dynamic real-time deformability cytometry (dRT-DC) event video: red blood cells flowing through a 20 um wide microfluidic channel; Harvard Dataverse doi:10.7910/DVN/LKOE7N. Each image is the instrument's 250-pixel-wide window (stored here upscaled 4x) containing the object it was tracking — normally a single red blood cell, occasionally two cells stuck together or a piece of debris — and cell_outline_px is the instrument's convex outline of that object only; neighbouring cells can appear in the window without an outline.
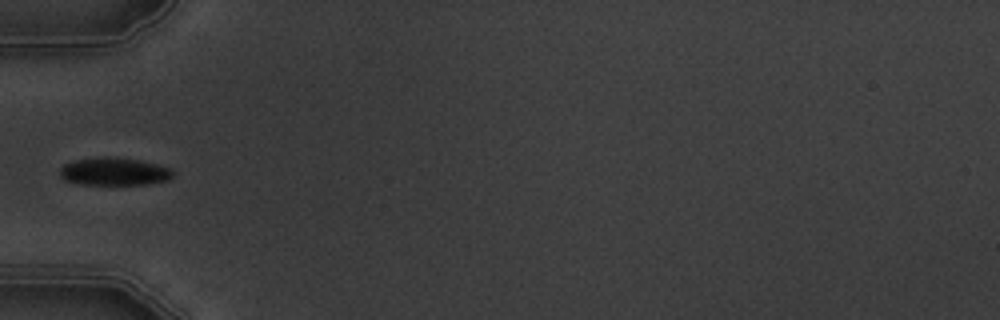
{"species": "common noctule bat (a hibernating species)", "species_latin": "Nyctalus noctula", "temperature_condition": "warm", "stored_images_in_passage": 5, "camera_frame_rate_fps": 3000, "um_per_image_px": 0.085, "animal": {"sex": "male", "body_mass_g": 19.5, "forearm_length_mm": 54.6}, "frame": {"image": 1, "passage_image": 5, "time_ms": 5.333, "image_size_px": [1000, 320], "cell_outline_px": [[172, 176], [168, 180], [148, 184], [80, 184], [64, 180], [60, 176], [60, 168], [64, 164], [76, 160], [136, 160], [156, 164], [168, 168], [172, 172]], "centroid_in_image_um": [9.69, 14.64], "position_along_channel_um": 75.3, "area_um2": 17.11}}